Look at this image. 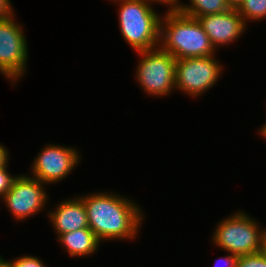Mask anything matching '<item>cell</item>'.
I'll return each instance as SVG.
<instances>
[{"label": "cell", "mask_w": 266, "mask_h": 267, "mask_svg": "<svg viewBox=\"0 0 266 267\" xmlns=\"http://www.w3.org/2000/svg\"><path fill=\"white\" fill-rule=\"evenodd\" d=\"M79 197L86 208L89 229L101 243L137 238L146 214L132 198L107 190Z\"/></svg>", "instance_id": "1"}, {"label": "cell", "mask_w": 266, "mask_h": 267, "mask_svg": "<svg viewBox=\"0 0 266 267\" xmlns=\"http://www.w3.org/2000/svg\"><path fill=\"white\" fill-rule=\"evenodd\" d=\"M159 47L175 59L216 55L208 35L197 18L176 8L166 9L160 19Z\"/></svg>", "instance_id": "2"}, {"label": "cell", "mask_w": 266, "mask_h": 267, "mask_svg": "<svg viewBox=\"0 0 266 267\" xmlns=\"http://www.w3.org/2000/svg\"><path fill=\"white\" fill-rule=\"evenodd\" d=\"M118 6V23L125 42L139 52L159 47L160 19L152 0H111Z\"/></svg>", "instance_id": "3"}, {"label": "cell", "mask_w": 266, "mask_h": 267, "mask_svg": "<svg viewBox=\"0 0 266 267\" xmlns=\"http://www.w3.org/2000/svg\"><path fill=\"white\" fill-rule=\"evenodd\" d=\"M235 212L217 223L211 235L212 243L220 250L237 256L261 252L266 229L260 227L257 219L247 212L239 209Z\"/></svg>", "instance_id": "4"}, {"label": "cell", "mask_w": 266, "mask_h": 267, "mask_svg": "<svg viewBox=\"0 0 266 267\" xmlns=\"http://www.w3.org/2000/svg\"><path fill=\"white\" fill-rule=\"evenodd\" d=\"M136 53L140 60L135 67V80L141 89L155 98L172 94L177 59L160 47Z\"/></svg>", "instance_id": "5"}, {"label": "cell", "mask_w": 266, "mask_h": 267, "mask_svg": "<svg viewBox=\"0 0 266 267\" xmlns=\"http://www.w3.org/2000/svg\"><path fill=\"white\" fill-rule=\"evenodd\" d=\"M15 18L0 19V74L13 85L24 78L29 62L25 29Z\"/></svg>", "instance_id": "6"}, {"label": "cell", "mask_w": 266, "mask_h": 267, "mask_svg": "<svg viewBox=\"0 0 266 267\" xmlns=\"http://www.w3.org/2000/svg\"><path fill=\"white\" fill-rule=\"evenodd\" d=\"M216 57L211 55L178 59L175 70V90L197 98L213 88L224 70V66Z\"/></svg>", "instance_id": "7"}, {"label": "cell", "mask_w": 266, "mask_h": 267, "mask_svg": "<svg viewBox=\"0 0 266 267\" xmlns=\"http://www.w3.org/2000/svg\"><path fill=\"white\" fill-rule=\"evenodd\" d=\"M45 186L47 185L28 174H19L1 201L16 221H24L43 212L48 205L50 195Z\"/></svg>", "instance_id": "8"}, {"label": "cell", "mask_w": 266, "mask_h": 267, "mask_svg": "<svg viewBox=\"0 0 266 267\" xmlns=\"http://www.w3.org/2000/svg\"><path fill=\"white\" fill-rule=\"evenodd\" d=\"M79 153L76 147L48 143L33 159L29 175L40 180L47 187L50 184L59 183L81 162L82 154Z\"/></svg>", "instance_id": "9"}, {"label": "cell", "mask_w": 266, "mask_h": 267, "mask_svg": "<svg viewBox=\"0 0 266 267\" xmlns=\"http://www.w3.org/2000/svg\"><path fill=\"white\" fill-rule=\"evenodd\" d=\"M197 20L216 51L220 46H229L241 38L248 26L235 8L227 12L199 16Z\"/></svg>", "instance_id": "10"}, {"label": "cell", "mask_w": 266, "mask_h": 267, "mask_svg": "<svg viewBox=\"0 0 266 267\" xmlns=\"http://www.w3.org/2000/svg\"><path fill=\"white\" fill-rule=\"evenodd\" d=\"M49 210L46 214L57 237L81 228H89L84 202L78 196L61 200L54 205L53 210Z\"/></svg>", "instance_id": "11"}, {"label": "cell", "mask_w": 266, "mask_h": 267, "mask_svg": "<svg viewBox=\"0 0 266 267\" xmlns=\"http://www.w3.org/2000/svg\"><path fill=\"white\" fill-rule=\"evenodd\" d=\"M60 245L70 257L82 258L92 256L102 244L89 228L61 234L57 237Z\"/></svg>", "instance_id": "12"}, {"label": "cell", "mask_w": 266, "mask_h": 267, "mask_svg": "<svg viewBox=\"0 0 266 267\" xmlns=\"http://www.w3.org/2000/svg\"><path fill=\"white\" fill-rule=\"evenodd\" d=\"M188 2L189 4L180 2L176 9L193 18L227 12L231 9L225 0H189Z\"/></svg>", "instance_id": "13"}, {"label": "cell", "mask_w": 266, "mask_h": 267, "mask_svg": "<svg viewBox=\"0 0 266 267\" xmlns=\"http://www.w3.org/2000/svg\"><path fill=\"white\" fill-rule=\"evenodd\" d=\"M237 10L246 25L253 21H263L266 19V0H243Z\"/></svg>", "instance_id": "14"}, {"label": "cell", "mask_w": 266, "mask_h": 267, "mask_svg": "<svg viewBox=\"0 0 266 267\" xmlns=\"http://www.w3.org/2000/svg\"><path fill=\"white\" fill-rule=\"evenodd\" d=\"M236 267H266V258L261 252L241 255L237 257Z\"/></svg>", "instance_id": "15"}, {"label": "cell", "mask_w": 266, "mask_h": 267, "mask_svg": "<svg viewBox=\"0 0 266 267\" xmlns=\"http://www.w3.org/2000/svg\"><path fill=\"white\" fill-rule=\"evenodd\" d=\"M12 267H47L40 257L24 254L22 257L18 256L10 260Z\"/></svg>", "instance_id": "16"}, {"label": "cell", "mask_w": 266, "mask_h": 267, "mask_svg": "<svg viewBox=\"0 0 266 267\" xmlns=\"http://www.w3.org/2000/svg\"><path fill=\"white\" fill-rule=\"evenodd\" d=\"M8 168V163L0 168V199L11 189L13 181L18 175L11 174L9 170L7 171Z\"/></svg>", "instance_id": "17"}, {"label": "cell", "mask_w": 266, "mask_h": 267, "mask_svg": "<svg viewBox=\"0 0 266 267\" xmlns=\"http://www.w3.org/2000/svg\"><path fill=\"white\" fill-rule=\"evenodd\" d=\"M237 255H234L232 253H229L225 255L224 257H220L218 260H216L215 267H236L237 262ZM220 262V265H219ZM223 263V264H222Z\"/></svg>", "instance_id": "18"}, {"label": "cell", "mask_w": 266, "mask_h": 267, "mask_svg": "<svg viewBox=\"0 0 266 267\" xmlns=\"http://www.w3.org/2000/svg\"><path fill=\"white\" fill-rule=\"evenodd\" d=\"M11 0H0V19L13 16L14 7H12Z\"/></svg>", "instance_id": "19"}, {"label": "cell", "mask_w": 266, "mask_h": 267, "mask_svg": "<svg viewBox=\"0 0 266 267\" xmlns=\"http://www.w3.org/2000/svg\"><path fill=\"white\" fill-rule=\"evenodd\" d=\"M10 160V152L0 143V168L4 167Z\"/></svg>", "instance_id": "20"}, {"label": "cell", "mask_w": 266, "mask_h": 267, "mask_svg": "<svg viewBox=\"0 0 266 267\" xmlns=\"http://www.w3.org/2000/svg\"><path fill=\"white\" fill-rule=\"evenodd\" d=\"M159 4V6L162 4L168 9L177 8V6L180 4L181 0H152Z\"/></svg>", "instance_id": "21"}, {"label": "cell", "mask_w": 266, "mask_h": 267, "mask_svg": "<svg viewBox=\"0 0 266 267\" xmlns=\"http://www.w3.org/2000/svg\"><path fill=\"white\" fill-rule=\"evenodd\" d=\"M225 1L230 6V8L237 9L243 0H225Z\"/></svg>", "instance_id": "22"}, {"label": "cell", "mask_w": 266, "mask_h": 267, "mask_svg": "<svg viewBox=\"0 0 266 267\" xmlns=\"http://www.w3.org/2000/svg\"><path fill=\"white\" fill-rule=\"evenodd\" d=\"M258 132H259L258 134L260 135V137L262 136V138L265 140L266 139V122L260 127Z\"/></svg>", "instance_id": "23"}, {"label": "cell", "mask_w": 266, "mask_h": 267, "mask_svg": "<svg viewBox=\"0 0 266 267\" xmlns=\"http://www.w3.org/2000/svg\"><path fill=\"white\" fill-rule=\"evenodd\" d=\"M0 267H12L11 261L5 260L2 256L0 257Z\"/></svg>", "instance_id": "24"}, {"label": "cell", "mask_w": 266, "mask_h": 267, "mask_svg": "<svg viewBox=\"0 0 266 267\" xmlns=\"http://www.w3.org/2000/svg\"><path fill=\"white\" fill-rule=\"evenodd\" d=\"M266 228V227H265ZM261 253L265 256L266 258V231L265 234L263 236V240H262V246H261Z\"/></svg>", "instance_id": "25"}]
</instances>
